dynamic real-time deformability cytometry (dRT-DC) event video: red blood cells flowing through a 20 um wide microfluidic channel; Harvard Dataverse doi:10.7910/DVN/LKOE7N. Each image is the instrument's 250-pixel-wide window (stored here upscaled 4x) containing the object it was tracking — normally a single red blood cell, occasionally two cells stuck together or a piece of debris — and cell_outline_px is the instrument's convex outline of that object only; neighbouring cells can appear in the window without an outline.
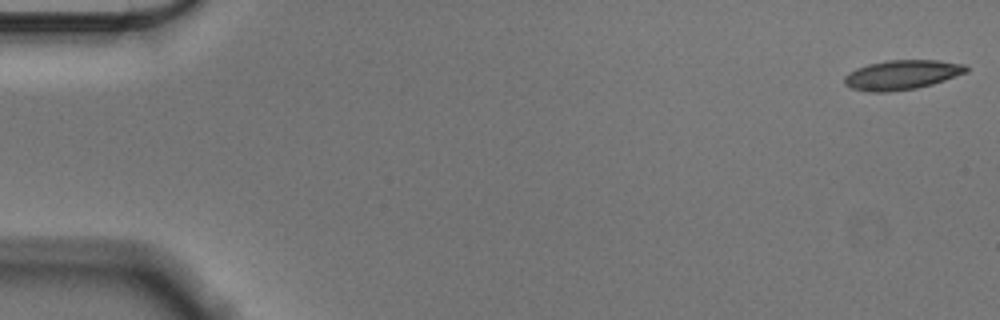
{"species": "Egyptian fruit bat (a non-hibernating species)", "species_latin": "Rousettus aegyptiacus", "temperature_condition": "cold", "stored_images_in_passage": 56, "camera_frame_rate_fps": 3000, "um_per_image_px": 0.085, "animal": {"sex": "male"}, "frame": {"image": 1, "passage_image": 1, "time_ms": 0.0, "image_size_px": [1000, 320], "cell_outline_px": [[968, 72], [932, 84], [916, 88], [888, 92], [868, 92], [852, 88], [844, 84], [844, 76], [856, 68], [868, 64], [888, 60], [936, 60], [964, 64], [968, 68]], "centroid_in_image_um": [76.64, 6.36], "position_along_channel_um": 8.4, "area_um2": 20.92}}
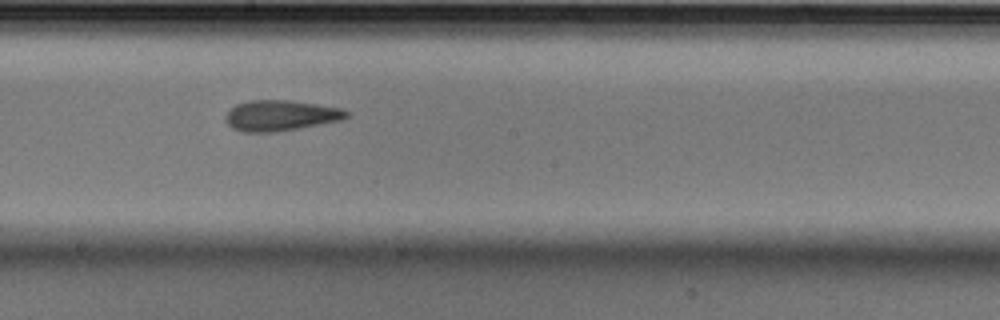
{"frame": {"image": 2, "passage_image": 31, "time_ms": 10.0, "image_size_px": [1000, 320], "cell_outline_px": [[348, 116], [344, 120], [276, 132], [240, 132], [232, 128], [228, 124], [228, 112], [236, 104], [248, 100], [292, 100], [340, 108], [348, 112]], "centroid_in_image_um": [23.87, 9.82], "position_along_channel_um": 224.3, "area_um2": 21.5}}
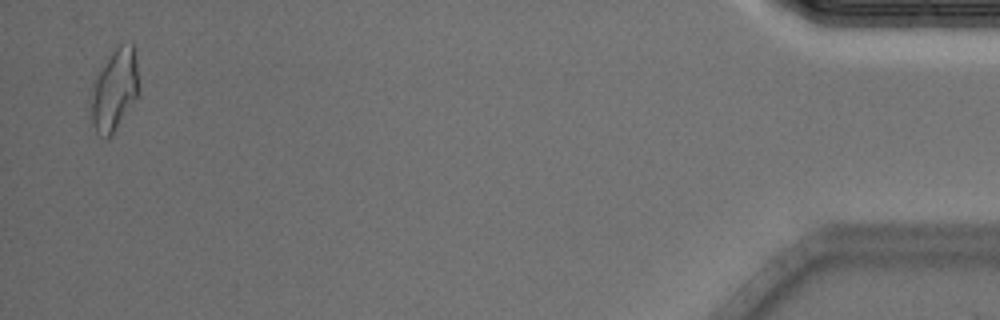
{"frame": {"image": 3, "passage_image": 55, "time_ms": 18.0, "image_size_px": [1000, 320], "cell_outline_px": [[140, 88], [136, 96], [112, 132], [104, 140], [96, 132], [92, 124], [92, 80], [112, 52], [120, 44], [132, 44], [136, 60]], "centroid_in_image_um": [9.71, 7.6], "position_along_channel_um": 425.5, "area_um2": 22.08}, "authors_computed_cell_mechanics": {"area_um2": 21.1548, "velocity_mm_per_s": 3.5591, "shape_relaxation_time_tau1_ms": 7.6413, "shape_relaxation_time_tau2_ms": 1.6317, "deformation_change_tau1": 0.1787, "deformation_change_tau2": 0.0928}}